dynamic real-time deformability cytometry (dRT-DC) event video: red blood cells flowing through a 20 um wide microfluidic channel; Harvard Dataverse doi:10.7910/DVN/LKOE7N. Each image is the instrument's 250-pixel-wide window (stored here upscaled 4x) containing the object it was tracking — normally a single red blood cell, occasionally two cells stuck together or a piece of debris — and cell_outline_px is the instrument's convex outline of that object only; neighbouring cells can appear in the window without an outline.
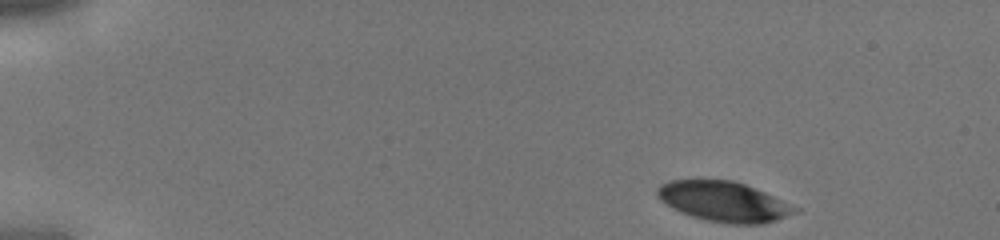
{"species": "human", "species_latin": "Homo sapiens", "temperature_condition": "cold", "stored_images_in_passage": 39, "camera_frame_rate_fps": 3000, "um_per_image_px": 0.085, "donor": {"sex": "male"}, "frame": {"image": 1, "passage_image": 1, "time_ms": 0.0, "image_size_px": [1000, 240], "cell_outline_px": [[800, 212], [764, 224], [732, 224], [708, 220], [692, 216], [680, 212], [660, 200], [656, 196], [656, 188], [660, 184], [668, 180], [732, 180], [744, 184], [764, 192], [800, 208]], "centroid_in_image_um": [61.53, 17.13], "position_along_channel_um": 23.5, "area_um2": 32.14}}
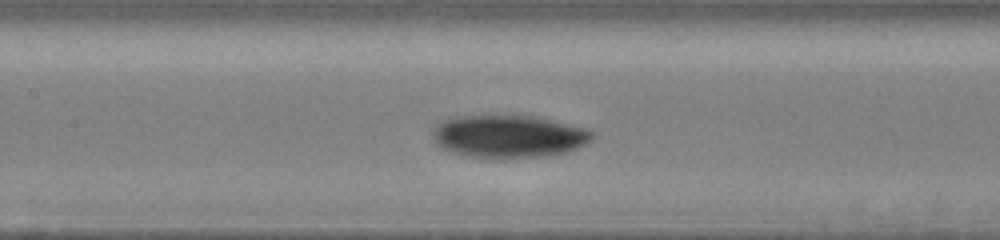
{"frame": {"image": 2, "passage_image": 17, "time_ms": 5.333, "image_size_px": [1000, 240], "cell_outline_px": [[596, 136], [592, 140], [576, 148], [564, 152], [544, 156], [492, 160], [468, 156], [452, 152], [440, 148], [436, 144], [432, 136], [432, 132], [436, 124], [452, 116], [496, 112], [536, 116], [588, 128], [596, 132]], "centroid_in_image_um": [43.2, 11.55], "position_along_channel_um": 164.2, "area_um2": 41.62}}
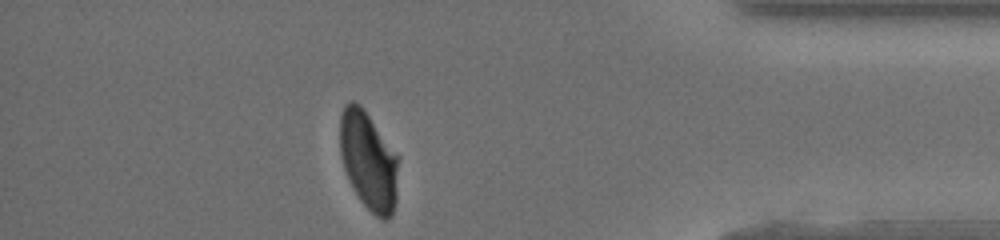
{"frame": {"image": 3, "passage_image": 34, "time_ms": 11.0, "image_size_px": [1000, 240], "cell_outline_px": [[400, 156], [396, 200], [392, 216], [388, 220], [380, 220], [360, 200], [352, 188], [344, 168], [340, 152], [340, 116], [344, 108], [352, 100], [360, 104], [364, 108]], "centroid_in_image_um": [31.36, 13.68], "position_along_channel_um": 403.8, "area_um2": 34.1}}